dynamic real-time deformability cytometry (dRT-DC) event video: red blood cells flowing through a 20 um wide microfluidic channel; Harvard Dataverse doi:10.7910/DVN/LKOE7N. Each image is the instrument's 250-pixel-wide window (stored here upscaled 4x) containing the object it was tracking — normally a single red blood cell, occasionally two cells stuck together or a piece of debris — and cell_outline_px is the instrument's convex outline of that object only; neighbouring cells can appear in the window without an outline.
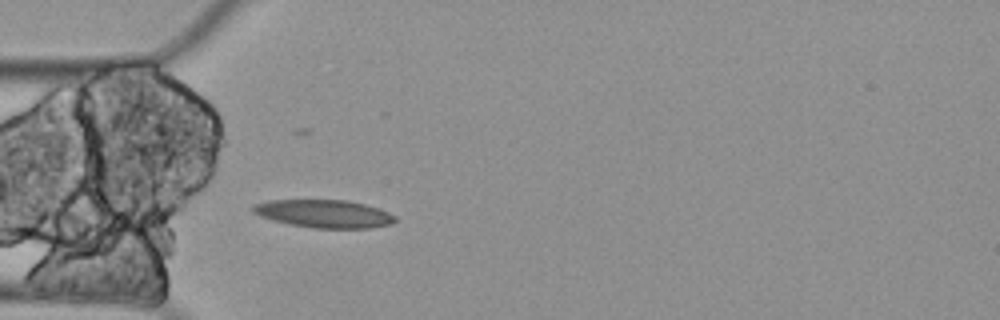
{"species": "Egyptian fruit bat (a non-hibernating species)", "species_latin": "Rousettus aegyptiacus", "temperature_condition": "cold", "stored_images_in_passage": 4, "camera_frame_rate_fps": 3000, "um_per_image_px": 0.085, "animal": {"sex": "female"}, "frame": {"image": 1, "passage_image": 4, "time_ms": 1.0, "image_size_px": [1000, 320], "cell_outline_px": [[396, 220], [392, 224], [368, 228], [312, 228], [272, 220], [260, 216], [252, 212], [252, 208], [256, 204], [268, 200], [348, 200], [364, 204], [388, 212], [396, 216]], "centroid_in_image_um": [27.55, 18.17], "position_along_channel_um": 57.5, "area_um2": 23.0}}